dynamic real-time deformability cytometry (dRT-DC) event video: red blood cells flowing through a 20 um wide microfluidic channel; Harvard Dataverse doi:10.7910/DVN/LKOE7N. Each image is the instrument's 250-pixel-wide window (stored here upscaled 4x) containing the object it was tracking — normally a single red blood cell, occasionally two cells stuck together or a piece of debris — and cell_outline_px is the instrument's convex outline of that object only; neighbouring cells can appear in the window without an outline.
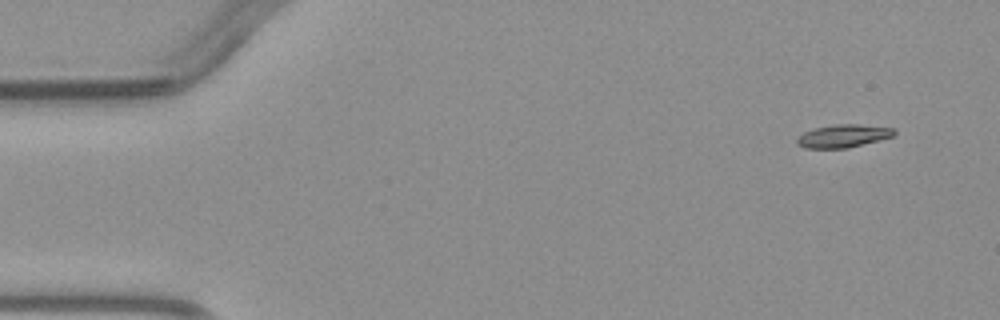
{"species": "common noctule bat (a hibernating species)", "species_latin": "Nyctalus noctula", "temperature_condition": "warm", "stored_images_in_passage": 6, "camera_frame_rate_fps": 3000, "um_per_image_px": 0.085, "animal": {"sex": "male", "body_mass_g": 23.1, "forearm_length_mm": 52.7}, "frame": {"image": 1, "passage_image": 1, "time_ms": 0.0, "image_size_px": [1000, 320], "cell_outline_px": [[896, 132], [892, 136], [880, 140], [848, 148], [804, 148], [796, 144], [796, 136], [804, 132], [816, 128], [832, 124], [860, 124], [896, 128]], "centroid_in_image_um": [71.66, 11.55], "position_along_channel_um": 13.3, "area_um2": 13.18}}
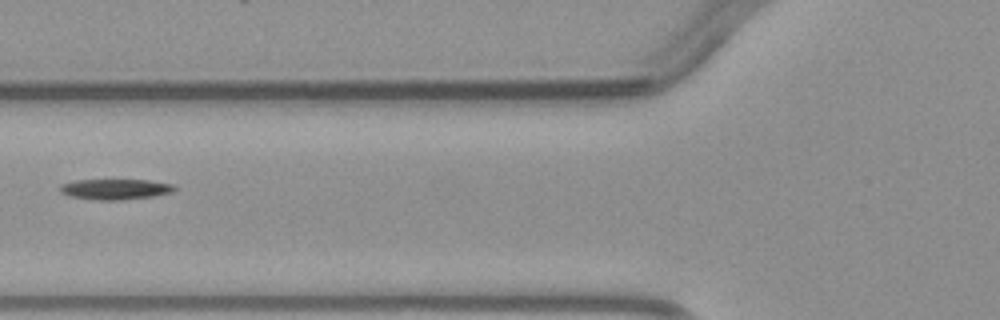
{"frame": {"image": 2, "passage_image": 5, "time_ms": 5.0, "image_size_px": [1000, 320], "cell_outline_px": [[176, 188], [172, 192], [152, 196], [120, 200], [100, 200], [68, 196], [60, 192], [60, 184], [76, 180], [148, 180], [172, 184]], "centroid_in_image_um": [9.76, 16.08], "position_along_channel_um": 116.0, "area_um2": 13.58}}
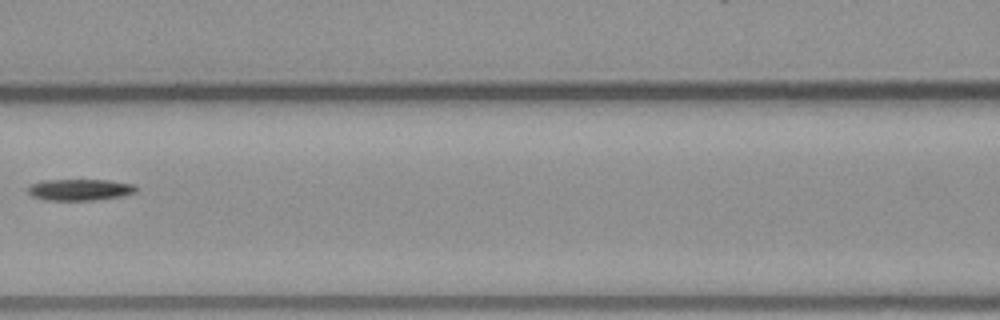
{"frame": {"image": 3, "passage_image": 6, "time_ms": 6.0, "image_size_px": [1000, 320], "cell_outline_px": [[136, 192], [120, 196], [92, 200], [44, 200], [32, 196], [28, 192], [28, 188], [32, 184], [44, 180], [108, 180], [136, 184]], "centroid_in_image_um": [6.79, 16.12], "position_along_channel_um": 159.8, "area_um2": 13.41}}